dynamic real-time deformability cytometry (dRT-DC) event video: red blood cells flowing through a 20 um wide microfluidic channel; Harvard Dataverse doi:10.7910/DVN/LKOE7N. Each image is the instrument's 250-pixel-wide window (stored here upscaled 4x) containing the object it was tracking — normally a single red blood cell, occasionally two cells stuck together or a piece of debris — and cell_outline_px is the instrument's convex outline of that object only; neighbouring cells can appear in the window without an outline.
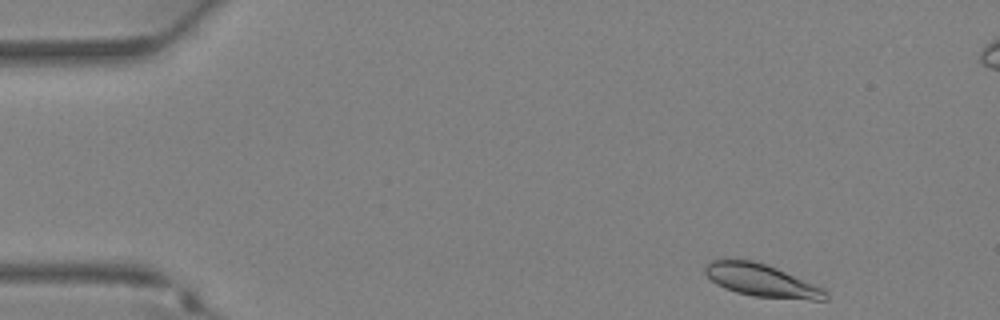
{"species": "Egyptian fruit bat (a non-hibernating species)", "species_latin": "Rousettus aegyptiacus", "temperature_condition": "warm", "stored_images_in_passage": 34, "camera_frame_rate_fps": 3000, "um_per_image_px": 0.085, "animal": {"sex": "female"}, "frame": {"image": 1, "passage_image": 1, "time_ms": 0.0, "image_size_px": [1000, 320], "cell_outline_px": [[828, 300], [812, 300], [752, 296], [736, 292], [724, 288], [716, 284], [704, 272], [704, 268], [712, 260], [752, 260], [776, 268], [824, 288], [828, 292]], "centroid_in_image_um": [64.76, 23.86], "position_along_channel_um": 20.2, "area_um2": 22.66}}
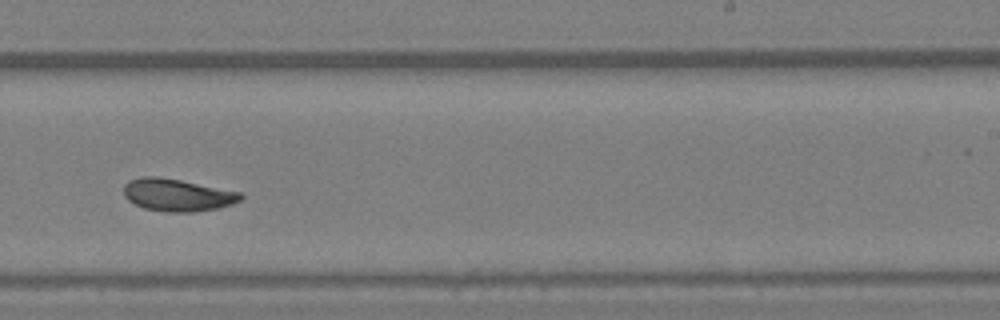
{"frame": {"image": 2, "passage_image": 20, "time_ms": 6.333, "image_size_px": [1000, 320], "cell_outline_px": [[244, 196], [240, 200], [232, 204], [220, 208], [192, 212], [168, 212], [144, 208], [128, 200], [124, 196], [124, 184], [128, 180], [140, 176], [156, 176], [180, 180], [240, 192]], "centroid_in_image_um": [15.05, 16.57], "position_along_channel_um": 273.9, "area_um2": 22.08}}
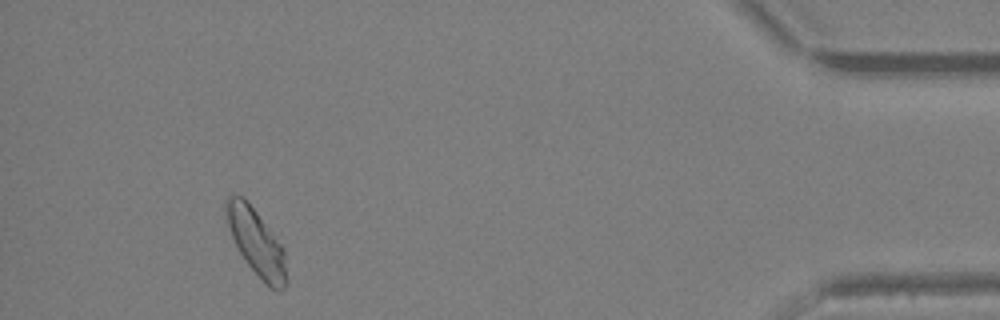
{"frame": {"image": 3, "passage_image": 31, "time_ms": 10.0, "image_size_px": [1000, 320], "cell_outline_px": [[288, 280], [284, 288], [280, 292], [272, 288], [248, 264], [240, 252], [232, 236], [228, 224], [224, 208], [224, 200], [228, 196], [244, 196], [284, 248]], "centroid_in_image_um": [21.8, 20.58], "position_along_channel_um": 413.4, "area_um2": 22.95}}